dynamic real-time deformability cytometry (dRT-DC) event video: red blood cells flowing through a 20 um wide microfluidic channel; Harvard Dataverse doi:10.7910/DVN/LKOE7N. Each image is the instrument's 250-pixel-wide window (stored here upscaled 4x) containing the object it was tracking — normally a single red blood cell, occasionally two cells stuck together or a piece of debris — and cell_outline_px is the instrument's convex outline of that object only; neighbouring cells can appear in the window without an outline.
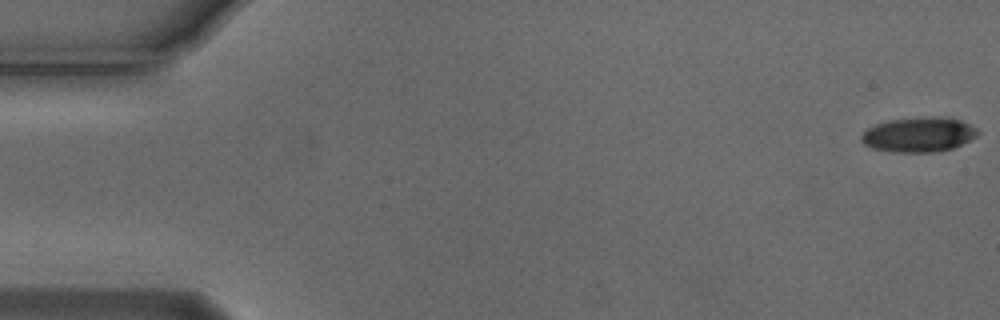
{"species": "Egyptian fruit bat (a non-hibernating species)", "species_latin": "Rousettus aegyptiacus", "temperature_condition": "cold", "stored_images_in_passage": 55, "camera_frame_rate_fps": 3000, "um_per_image_px": 0.085, "animal": {"sex": "male"}, "frame": {"image": 1, "passage_image": 1, "time_ms": 0.0, "image_size_px": [1000, 320], "cell_outline_px": [[980, 132], [976, 136], [952, 148], [932, 152], [896, 152], [872, 148], [864, 144], [860, 140], [860, 136], [868, 128], [876, 124], [888, 120], [940, 116], [960, 120], [976, 128]], "centroid_in_image_um": [78.07, 11.44], "position_along_channel_um": 6.9, "area_um2": 23.29}}
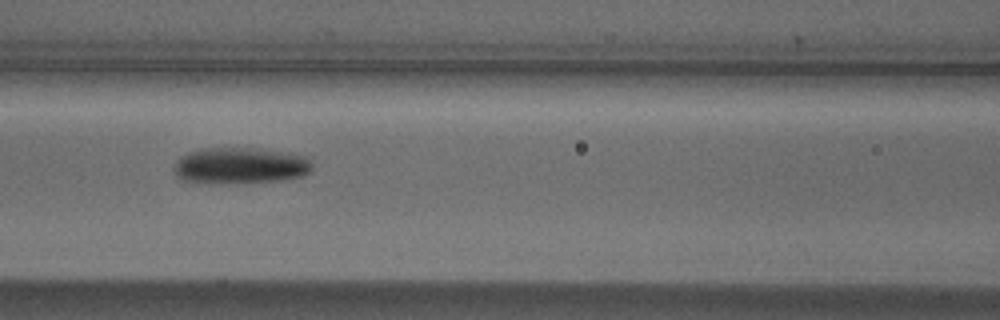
{"frame": {"image": 2, "passage_image": 24, "time_ms": 7.667, "image_size_px": [1000, 320], "cell_outline_px": [[312, 168], [308, 172], [300, 176], [272, 180], [180, 180], [176, 176], [172, 168], [176, 160], [180, 156], [188, 152], [204, 148], [260, 148], [304, 156], [312, 164]], "centroid_in_image_um": [20.37, 14.01], "position_along_channel_um": 146.2, "area_um2": 27.74}}
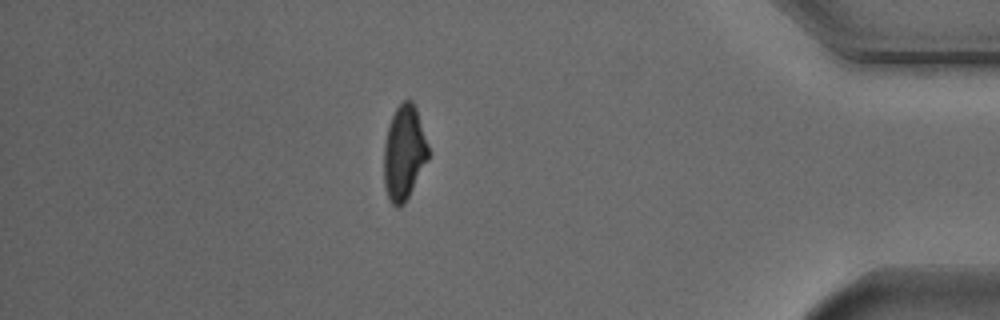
{"frame": {"image": 3, "passage_image": 48, "time_ms": 15.667, "image_size_px": [1000, 320], "cell_outline_px": [[428, 160], [404, 204], [400, 208], [396, 208], [392, 204], [388, 196], [384, 184], [384, 144], [388, 124], [396, 108], [404, 100], [412, 100], [416, 108], [428, 144]], "centroid_in_image_um": [34.34, 12.99], "position_along_channel_um": 400.9, "area_um2": 24.45}, "authors_computed_cell_mechanics": {"area_um2": 25.5476, "velocity_mm_per_s": 3.7235, "shape_relaxation_time_tau1_ms": 2.6966, "shape_relaxation_time_tau2_ms": null, "deformation_change_tau1": 0.1354, "deformation_change_tau2": null}}